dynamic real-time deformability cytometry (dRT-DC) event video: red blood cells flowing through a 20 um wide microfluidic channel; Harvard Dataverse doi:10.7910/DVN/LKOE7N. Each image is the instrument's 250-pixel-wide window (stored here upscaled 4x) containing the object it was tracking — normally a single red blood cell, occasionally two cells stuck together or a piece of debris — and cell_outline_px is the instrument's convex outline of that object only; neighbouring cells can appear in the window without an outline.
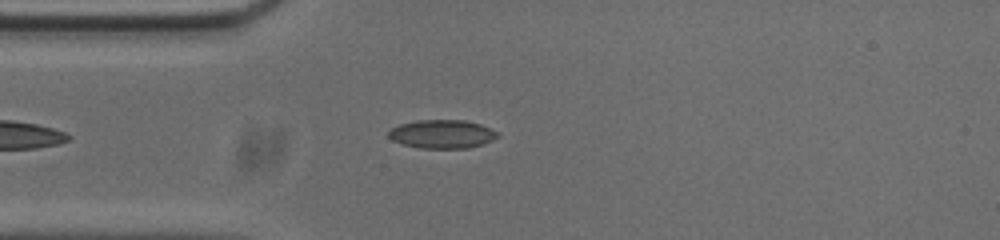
{"species": "common noctule bat (a hibernating species)", "species_latin": "Nyctalus noctula", "temperature_condition": "cold", "stored_images_in_passage": 48, "camera_frame_rate_fps": 3000, "um_per_image_px": 0.085, "animal": {"sex": "male", "body_mass_g": 20.0, "forearm_length_mm": 53.3}, "frame": {"image": 1, "passage_image": 8, "time_ms": 2.333, "image_size_px": [1000, 240], "cell_outline_px": [[500, 136], [492, 140], [468, 148], [420, 148], [404, 144], [392, 140], [388, 136], [388, 132], [392, 128], [400, 124], [416, 120], [464, 120], [480, 124], [496, 132]], "centroid_in_image_um": [37.55, 11.39], "position_along_channel_um": 47.4, "area_um2": 17.92}}
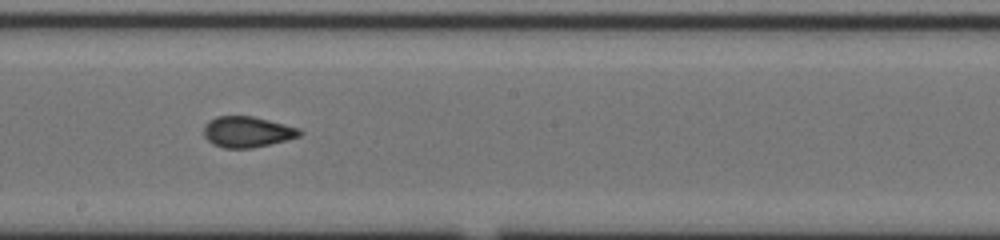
{"frame": {"image": 2, "passage_image": 23, "time_ms": 7.333, "image_size_px": [1000, 240], "cell_outline_px": [[304, 132], [300, 136], [252, 148], [224, 148], [212, 144], [204, 136], [204, 124], [208, 120], [216, 116], [252, 116], [300, 128]], "centroid_in_image_um": [20.99, 11.2], "position_along_channel_um": 227.2, "area_um2": 17.22}}
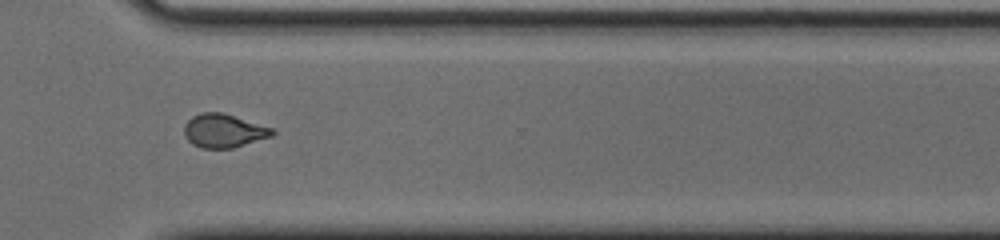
{"frame": {"image": 3, "passage_image": 33, "time_ms": 10.667, "image_size_px": [1000, 240], "cell_outline_px": [[276, 132], [272, 136], [232, 148], [200, 148], [192, 144], [184, 136], [184, 124], [192, 116], [200, 112], [224, 112], [272, 128]], "centroid_in_image_um": [18.99, 11.1], "position_along_channel_um": 351.6, "area_um2": 17.34}, "authors_computed_cell_mechanics": {"area_um2": 17.3111, "velocity_mm_per_s": 3.7273, "shape_relaxation_time_tau1_ms": null, "shape_relaxation_time_tau2_ms": 1.5057, "deformation_change_tau1": null, "deformation_change_tau2": 0.0744}}